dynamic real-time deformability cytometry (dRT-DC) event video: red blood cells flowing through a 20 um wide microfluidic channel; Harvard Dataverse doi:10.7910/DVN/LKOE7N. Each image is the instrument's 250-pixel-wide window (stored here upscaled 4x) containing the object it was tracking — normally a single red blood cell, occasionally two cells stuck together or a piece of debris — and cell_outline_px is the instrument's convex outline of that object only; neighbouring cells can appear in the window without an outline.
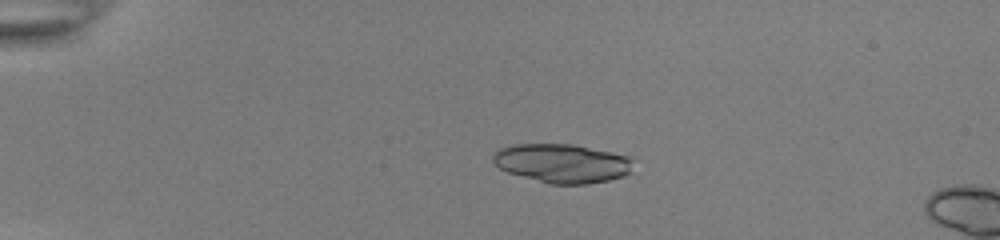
{"species": "common noctule bat (a hibernating species)", "species_latin": "Nyctalus noctula", "temperature_condition": "room temperature", "stored_images_in_passage": 8, "camera_frame_rate_fps": 3000, "um_per_image_px": 0.085, "animal": {"sex": "female", "body_mass_g": 22.0, "forearm_length_mm": 56.7}, "frame": {"image": 1, "passage_image": 2, "time_ms": 0.333, "image_size_px": [1000, 240], "cell_outline_px": [[632, 172], [624, 176], [608, 180], [588, 184], [548, 184], [508, 172], [500, 168], [492, 160], [492, 156], [500, 148], [512, 144], [572, 144], [628, 156], [632, 160]], "centroid_in_image_um": [47.78, 13.88], "position_along_channel_um": 37.2, "area_um2": 31.73}}